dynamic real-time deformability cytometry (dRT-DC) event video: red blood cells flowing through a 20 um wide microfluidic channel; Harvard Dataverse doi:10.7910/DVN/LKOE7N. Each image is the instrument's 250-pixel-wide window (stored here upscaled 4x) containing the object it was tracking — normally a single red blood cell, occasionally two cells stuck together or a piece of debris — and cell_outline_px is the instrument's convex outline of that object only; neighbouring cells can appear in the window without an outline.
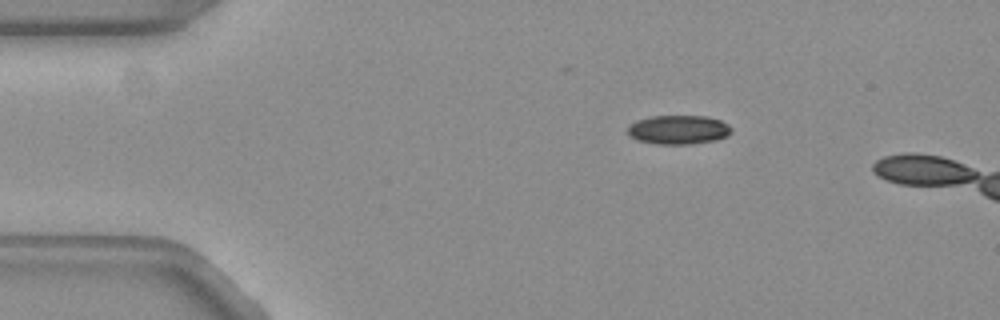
{"species": "common noctule bat (a hibernating species)", "species_latin": "Nyctalus noctula", "temperature_condition": "warm", "stored_images_in_passage": 16, "camera_frame_rate_fps": 3000, "um_per_image_px": 0.085, "animal": {"sex": "female", "body_mass_g": 19.3, "forearm_length_mm": 54.1}, "frame": {"image": 1, "passage_image": 1, "time_ms": 0.0, "image_size_px": [1000, 320], "cell_outline_px": [[732, 132], [724, 136], [712, 140], [688, 144], [660, 144], [640, 140], [632, 136], [628, 132], [628, 128], [636, 120], [652, 116], [708, 116], [720, 120], [728, 124], [732, 128]], "centroid_in_image_um": [57.69, 11.0], "position_along_channel_um": 27.3, "area_um2": 17.17}}